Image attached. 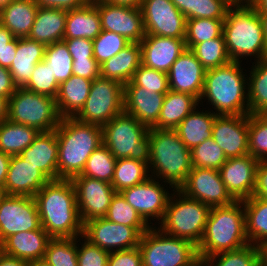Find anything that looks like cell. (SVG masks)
I'll use <instances>...</instances> for the list:
<instances>
[{
	"label": "cell",
	"mask_w": 267,
	"mask_h": 266,
	"mask_svg": "<svg viewBox=\"0 0 267 266\" xmlns=\"http://www.w3.org/2000/svg\"><path fill=\"white\" fill-rule=\"evenodd\" d=\"M41 227L51 238H73L83 234V222L71 180H50L34 195Z\"/></svg>",
	"instance_id": "obj_1"
},
{
	"label": "cell",
	"mask_w": 267,
	"mask_h": 266,
	"mask_svg": "<svg viewBox=\"0 0 267 266\" xmlns=\"http://www.w3.org/2000/svg\"><path fill=\"white\" fill-rule=\"evenodd\" d=\"M55 130L59 149L58 180H71L82 173L89 156L103 144L102 127L65 117Z\"/></svg>",
	"instance_id": "obj_2"
},
{
	"label": "cell",
	"mask_w": 267,
	"mask_h": 266,
	"mask_svg": "<svg viewBox=\"0 0 267 266\" xmlns=\"http://www.w3.org/2000/svg\"><path fill=\"white\" fill-rule=\"evenodd\" d=\"M240 64L241 62L230 61L223 66L206 70L200 101L207 98V102L216 110V115L250 114L248 75L244 74Z\"/></svg>",
	"instance_id": "obj_3"
},
{
	"label": "cell",
	"mask_w": 267,
	"mask_h": 266,
	"mask_svg": "<svg viewBox=\"0 0 267 266\" xmlns=\"http://www.w3.org/2000/svg\"><path fill=\"white\" fill-rule=\"evenodd\" d=\"M223 35L231 61L253 57L255 61L267 59V46L258 12L249 4L232 5L223 22ZM245 56V57H244Z\"/></svg>",
	"instance_id": "obj_4"
},
{
	"label": "cell",
	"mask_w": 267,
	"mask_h": 266,
	"mask_svg": "<svg viewBox=\"0 0 267 266\" xmlns=\"http://www.w3.org/2000/svg\"><path fill=\"white\" fill-rule=\"evenodd\" d=\"M148 134L151 151L148 164L152 174L150 176L169 183V188H173L174 192L185 183L192 170L191 150L174 129L149 128Z\"/></svg>",
	"instance_id": "obj_5"
},
{
	"label": "cell",
	"mask_w": 267,
	"mask_h": 266,
	"mask_svg": "<svg viewBox=\"0 0 267 266\" xmlns=\"http://www.w3.org/2000/svg\"><path fill=\"white\" fill-rule=\"evenodd\" d=\"M248 244L243 202L236 200L226 206L211 207L203 237L197 246L199 260Z\"/></svg>",
	"instance_id": "obj_6"
},
{
	"label": "cell",
	"mask_w": 267,
	"mask_h": 266,
	"mask_svg": "<svg viewBox=\"0 0 267 266\" xmlns=\"http://www.w3.org/2000/svg\"><path fill=\"white\" fill-rule=\"evenodd\" d=\"M211 207L185 196L175 190L170 196L163 219L159 223L162 232L188 240L198 246L204 231Z\"/></svg>",
	"instance_id": "obj_7"
},
{
	"label": "cell",
	"mask_w": 267,
	"mask_h": 266,
	"mask_svg": "<svg viewBox=\"0 0 267 266\" xmlns=\"http://www.w3.org/2000/svg\"><path fill=\"white\" fill-rule=\"evenodd\" d=\"M149 128L122 112L102 127L103 144L116 159L131 158L149 164Z\"/></svg>",
	"instance_id": "obj_8"
},
{
	"label": "cell",
	"mask_w": 267,
	"mask_h": 266,
	"mask_svg": "<svg viewBox=\"0 0 267 266\" xmlns=\"http://www.w3.org/2000/svg\"><path fill=\"white\" fill-rule=\"evenodd\" d=\"M138 247L143 266H195L200 261L192 242L170 236L156 226L141 235Z\"/></svg>",
	"instance_id": "obj_9"
},
{
	"label": "cell",
	"mask_w": 267,
	"mask_h": 266,
	"mask_svg": "<svg viewBox=\"0 0 267 266\" xmlns=\"http://www.w3.org/2000/svg\"><path fill=\"white\" fill-rule=\"evenodd\" d=\"M7 119L35 128L39 132L53 131L60 124L56 99L18 87L7 100Z\"/></svg>",
	"instance_id": "obj_10"
},
{
	"label": "cell",
	"mask_w": 267,
	"mask_h": 266,
	"mask_svg": "<svg viewBox=\"0 0 267 266\" xmlns=\"http://www.w3.org/2000/svg\"><path fill=\"white\" fill-rule=\"evenodd\" d=\"M123 111L124 85L100 76L92 81L88 98L74 117L82 122L103 127Z\"/></svg>",
	"instance_id": "obj_11"
},
{
	"label": "cell",
	"mask_w": 267,
	"mask_h": 266,
	"mask_svg": "<svg viewBox=\"0 0 267 266\" xmlns=\"http://www.w3.org/2000/svg\"><path fill=\"white\" fill-rule=\"evenodd\" d=\"M150 227H130L96 218L83 225L82 239L108 252L127 250L139 245L141 235Z\"/></svg>",
	"instance_id": "obj_12"
},
{
	"label": "cell",
	"mask_w": 267,
	"mask_h": 266,
	"mask_svg": "<svg viewBox=\"0 0 267 266\" xmlns=\"http://www.w3.org/2000/svg\"><path fill=\"white\" fill-rule=\"evenodd\" d=\"M140 9L146 35L185 39L187 19L171 0H143Z\"/></svg>",
	"instance_id": "obj_13"
},
{
	"label": "cell",
	"mask_w": 267,
	"mask_h": 266,
	"mask_svg": "<svg viewBox=\"0 0 267 266\" xmlns=\"http://www.w3.org/2000/svg\"><path fill=\"white\" fill-rule=\"evenodd\" d=\"M41 226L34 197L7 195L0 202V242Z\"/></svg>",
	"instance_id": "obj_14"
},
{
	"label": "cell",
	"mask_w": 267,
	"mask_h": 266,
	"mask_svg": "<svg viewBox=\"0 0 267 266\" xmlns=\"http://www.w3.org/2000/svg\"><path fill=\"white\" fill-rule=\"evenodd\" d=\"M178 190L210 207L226 206L236 201L227 191L219 170L212 168L192 167L187 180Z\"/></svg>",
	"instance_id": "obj_15"
},
{
	"label": "cell",
	"mask_w": 267,
	"mask_h": 266,
	"mask_svg": "<svg viewBox=\"0 0 267 266\" xmlns=\"http://www.w3.org/2000/svg\"><path fill=\"white\" fill-rule=\"evenodd\" d=\"M75 188L77 206L83 224L105 217L116 193L111 183L78 175L71 179Z\"/></svg>",
	"instance_id": "obj_16"
},
{
	"label": "cell",
	"mask_w": 267,
	"mask_h": 266,
	"mask_svg": "<svg viewBox=\"0 0 267 266\" xmlns=\"http://www.w3.org/2000/svg\"><path fill=\"white\" fill-rule=\"evenodd\" d=\"M92 1L99 11L102 30L118 33L130 42L140 43L142 41L146 33L140 8Z\"/></svg>",
	"instance_id": "obj_17"
},
{
	"label": "cell",
	"mask_w": 267,
	"mask_h": 266,
	"mask_svg": "<svg viewBox=\"0 0 267 266\" xmlns=\"http://www.w3.org/2000/svg\"><path fill=\"white\" fill-rule=\"evenodd\" d=\"M162 183L160 184L156 178L149 177L146 181L120 192L147 224H151L148 221L151 222L153 218L161 222L166 211L171 194Z\"/></svg>",
	"instance_id": "obj_18"
},
{
	"label": "cell",
	"mask_w": 267,
	"mask_h": 266,
	"mask_svg": "<svg viewBox=\"0 0 267 266\" xmlns=\"http://www.w3.org/2000/svg\"><path fill=\"white\" fill-rule=\"evenodd\" d=\"M249 115H217L212 126V138L227 159L249 154Z\"/></svg>",
	"instance_id": "obj_19"
},
{
	"label": "cell",
	"mask_w": 267,
	"mask_h": 266,
	"mask_svg": "<svg viewBox=\"0 0 267 266\" xmlns=\"http://www.w3.org/2000/svg\"><path fill=\"white\" fill-rule=\"evenodd\" d=\"M258 160L247 154L228 158L219 173L227 191L235 200L250 198L255 186V172Z\"/></svg>",
	"instance_id": "obj_20"
},
{
	"label": "cell",
	"mask_w": 267,
	"mask_h": 266,
	"mask_svg": "<svg viewBox=\"0 0 267 266\" xmlns=\"http://www.w3.org/2000/svg\"><path fill=\"white\" fill-rule=\"evenodd\" d=\"M205 74L206 69L195 54L190 49H186L167 73L169 89L190 94L200 101Z\"/></svg>",
	"instance_id": "obj_21"
},
{
	"label": "cell",
	"mask_w": 267,
	"mask_h": 266,
	"mask_svg": "<svg viewBox=\"0 0 267 266\" xmlns=\"http://www.w3.org/2000/svg\"><path fill=\"white\" fill-rule=\"evenodd\" d=\"M140 46L142 65L164 73L186 50L184 39L155 35H145Z\"/></svg>",
	"instance_id": "obj_22"
},
{
	"label": "cell",
	"mask_w": 267,
	"mask_h": 266,
	"mask_svg": "<svg viewBox=\"0 0 267 266\" xmlns=\"http://www.w3.org/2000/svg\"><path fill=\"white\" fill-rule=\"evenodd\" d=\"M166 94L150 92L132 81L124 85V112L148 128L158 121Z\"/></svg>",
	"instance_id": "obj_23"
},
{
	"label": "cell",
	"mask_w": 267,
	"mask_h": 266,
	"mask_svg": "<svg viewBox=\"0 0 267 266\" xmlns=\"http://www.w3.org/2000/svg\"><path fill=\"white\" fill-rule=\"evenodd\" d=\"M50 179L19 155L11 156L6 181L7 195L34 197Z\"/></svg>",
	"instance_id": "obj_24"
},
{
	"label": "cell",
	"mask_w": 267,
	"mask_h": 266,
	"mask_svg": "<svg viewBox=\"0 0 267 266\" xmlns=\"http://www.w3.org/2000/svg\"><path fill=\"white\" fill-rule=\"evenodd\" d=\"M58 141L56 130L39 132L33 143L19 156L37 167L50 180H58Z\"/></svg>",
	"instance_id": "obj_25"
},
{
	"label": "cell",
	"mask_w": 267,
	"mask_h": 266,
	"mask_svg": "<svg viewBox=\"0 0 267 266\" xmlns=\"http://www.w3.org/2000/svg\"><path fill=\"white\" fill-rule=\"evenodd\" d=\"M50 239L41 226L36 230L18 232L2 243L3 253L26 262L43 259Z\"/></svg>",
	"instance_id": "obj_26"
},
{
	"label": "cell",
	"mask_w": 267,
	"mask_h": 266,
	"mask_svg": "<svg viewBox=\"0 0 267 266\" xmlns=\"http://www.w3.org/2000/svg\"><path fill=\"white\" fill-rule=\"evenodd\" d=\"M141 64L140 43L131 42L115 56L100 65V76L125 85L132 80Z\"/></svg>",
	"instance_id": "obj_27"
},
{
	"label": "cell",
	"mask_w": 267,
	"mask_h": 266,
	"mask_svg": "<svg viewBox=\"0 0 267 266\" xmlns=\"http://www.w3.org/2000/svg\"><path fill=\"white\" fill-rule=\"evenodd\" d=\"M67 11L57 8H38L28 36L45 46L63 40Z\"/></svg>",
	"instance_id": "obj_28"
},
{
	"label": "cell",
	"mask_w": 267,
	"mask_h": 266,
	"mask_svg": "<svg viewBox=\"0 0 267 266\" xmlns=\"http://www.w3.org/2000/svg\"><path fill=\"white\" fill-rule=\"evenodd\" d=\"M45 47L28 37L18 38L15 59L9 68L17 87H23L29 81L35 65L44 60Z\"/></svg>",
	"instance_id": "obj_29"
},
{
	"label": "cell",
	"mask_w": 267,
	"mask_h": 266,
	"mask_svg": "<svg viewBox=\"0 0 267 266\" xmlns=\"http://www.w3.org/2000/svg\"><path fill=\"white\" fill-rule=\"evenodd\" d=\"M101 31L100 14L92 0L83 7L67 11L63 39L86 38L94 40Z\"/></svg>",
	"instance_id": "obj_30"
},
{
	"label": "cell",
	"mask_w": 267,
	"mask_h": 266,
	"mask_svg": "<svg viewBox=\"0 0 267 266\" xmlns=\"http://www.w3.org/2000/svg\"><path fill=\"white\" fill-rule=\"evenodd\" d=\"M35 0H14L0 10V24L16 38L29 36L38 10Z\"/></svg>",
	"instance_id": "obj_31"
},
{
	"label": "cell",
	"mask_w": 267,
	"mask_h": 266,
	"mask_svg": "<svg viewBox=\"0 0 267 266\" xmlns=\"http://www.w3.org/2000/svg\"><path fill=\"white\" fill-rule=\"evenodd\" d=\"M92 80L72 75L59 85L57 108L62 118L74 117L83 107L90 93Z\"/></svg>",
	"instance_id": "obj_32"
},
{
	"label": "cell",
	"mask_w": 267,
	"mask_h": 266,
	"mask_svg": "<svg viewBox=\"0 0 267 266\" xmlns=\"http://www.w3.org/2000/svg\"><path fill=\"white\" fill-rule=\"evenodd\" d=\"M199 103L200 101L190 94L169 90L164 98L158 121L152 128L175 129Z\"/></svg>",
	"instance_id": "obj_33"
},
{
	"label": "cell",
	"mask_w": 267,
	"mask_h": 266,
	"mask_svg": "<svg viewBox=\"0 0 267 266\" xmlns=\"http://www.w3.org/2000/svg\"><path fill=\"white\" fill-rule=\"evenodd\" d=\"M188 114L174 129L189 150L212 137V126L217 116L213 111H195ZM212 112V113H211Z\"/></svg>",
	"instance_id": "obj_34"
},
{
	"label": "cell",
	"mask_w": 267,
	"mask_h": 266,
	"mask_svg": "<svg viewBox=\"0 0 267 266\" xmlns=\"http://www.w3.org/2000/svg\"><path fill=\"white\" fill-rule=\"evenodd\" d=\"M245 212V234L250 244L267 243V201L251 196L242 200Z\"/></svg>",
	"instance_id": "obj_35"
},
{
	"label": "cell",
	"mask_w": 267,
	"mask_h": 266,
	"mask_svg": "<svg viewBox=\"0 0 267 266\" xmlns=\"http://www.w3.org/2000/svg\"><path fill=\"white\" fill-rule=\"evenodd\" d=\"M39 134L35 128L11 122H0V150L10 156L19 155L29 147Z\"/></svg>",
	"instance_id": "obj_36"
},
{
	"label": "cell",
	"mask_w": 267,
	"mask_h": 266,
	"mask_svg": "<svg viewBox=\"0 0 267 266\" xmlns=\"http://www.w3.org/2000/svg\"><path fill=\"white\" fill-rule=\"evenodd\" d=\"M248 78L250 114H267V59L253 62Z\"/></svg>",
	"instance_id": "obj_37"
},
{
	"label": "cell",
	"mask_w": 267,
	"mask_h": 266,
	"mask_svg": "<svg viewBox=\"0 0 267 266\" xmlns=\"http://www.w3.org/2000/svg\"><path fill=\"white\" fill-rule=\"evenodd\" d=\"M148 164L131 158L116 159L111 185L116 192L146 181L150 176Z\"/></svg>",
	"instance_id": "obj_38"
},
{
	"label": "cell",
	"mask_w": 267,
	"mask_h": 266,
	"mask_svg": "<svg viewBox=\"0 0 267 266\" xmlns=\"http://www.w3.org/2000/svg\"><path fill=\"white\" fill-rule=\"evenodd\" d=\"M202 263L204 266H261L260 247L249 243L240 249L207 257Z\"/></svg>",
	"instance_id": "obj_39"
},
{
	"label": "cell",
	"mask_w": 267,
	"mask_h": 266,
	"mask_svg": "<svg viewBox=\"0 0 267 266\" xmlns=\"http://www.w3.org/2000/svg\"><path fill=\"white\" fill-rule=\"evenodd\" d=\"M224 19L196 18L187 19L185 45L192 49L196 44L208 41L223 34Z\"/></svg>",
	"instance_id": "obj_40"
},
{
	"label": "cell",
	"mask_w": 267,
	"mask_h": 266,
	"mask_svg": "<svg viewBox=\"0 0 267 266\" xmlns=\"http://www.w3.org/2000/svg\"><path fill=\"white\" fill-rule=\"evenodd\" d=\"M81 238L82 236L51 238L47 244L44 259L51 266H78L77 244Z\"/></svg>",
	"instance_id": "obj_41"
},
{
	"label": "cell",
	"mask_w": 267,
	"mask_h": 266,
	"mask_svg": "<svg viewBox=\"0 0 267 266\" xmlns=\"http://www.w3.org/2000/svg\"><path fill=\"white\" fill-rule=\"evenodd\" d=\"M115 165V156L102 144L89 156L80 175L111 183L114 177Z\"/></svg>",
	"instance_id": "obj_42"
},
{
	"label": "cell",
	"mask_w": 267,
	"mask_h": 266,
	"mask_svg": "<svg viewBox=\"0 0 267 266\" xmlns=\"http://www.w3.org/2000/svg\"><path fill=\"white\" fill-rule=\"evenodd\" d=\"M44 61L59 85L73 75V59L63 41L45 47Z\"/></svg>",
	"instance_id": "obj_43"
},
{
	"label": "cell",
	"mask_w": 267,
	"mask_h": 266,
	"mask_svg": "<svg viewBox=\"0 0 267 266\" xmlns=\"http://www.w3.org/2000/svg\"><path fill=\"white\" fill-rule=\"evenodd\" d=\"M191 51L206 70L223 66L231 61L227 54L223 34L196 44Z\"/></svg>",
	"instance_id": "obj_44"
},
{
	"label": "cell",
	"mask_w": 267,
	"mask_h": 266,
	"mask_svg": "<svg viewBox=\"0 0 267 266\" xmlns=\"http://www.w3.org/2000/svg\"><path fill=\"white\" fill-rule=\"evenodd\" d=\"M249 154L258 161H267V114H249Z\"/></svg>",
	"instance_id": "obj_45"
},
{
	"label": "cell",
	"mask_w": 267,
	"mask_h": 266,
	"mask_svg": "<svg viewBox=\"0 0 267 266\" xmlns=\"http://www.w3.org/2000/svg\"><path fill=\"white\" fill-rule=\"evenodd\" d=\"M107 220L118 223L121 225H127L130 227H151L153 225L147 224L138 212L131 207L126 199L120 192H116L111 200V204L108 207V211L105 215Z\"/></svg>",
	"instance_id": "obj_46"
},
{
	"label": "cell",
	"mask_w": 267,
	"mask_h": 266,
	"mask_svg": "<svg viewBox=\"0 0 267 266\" xmlns=\"http://www.w3.org/2000/svg\"><path fill=\"white\" fill-rule=\"evenodd\" d=\"M226 160L224 151L212 137L204 140L191 150L192 167L219 170Z\"/></svg>",
	"instance_id": "obj_47"
},
{
	"label": "cell",
	"mask_w": 267,
	"mask_h": 266,
	"mask_svg": "<svg viewBox=\"0 0 267 266\" xmlns=\"http://www.w3.org/2000/svg\"><path fill=\"white\" fill-rule=\"evenodd\" d=\"M23 88L28 91L56 99L59 84L56 81L55 76L52 74L48 64L42 60L35 65L29 81L23 86Z\"/></svg>",
	"instance_id": "obj_48"
},
{
	"label": "cell",
	"mask_w": 267,
	"mask_h": 266,
	"mask_svg": "<svg viewBox=\"0 0 267 266\" xmlns=\"http://www.w3.org/2000/svg\"><path fill=\"white\" fill-rule=\"evenodd\" d=\"M93 42V56L99 65L119 53L131 42L122 35L102 30Z\"/></svg>",
	"instance_id": "obj_49"
},
{
	"label": "cell",
	"mask_w": 267,
	"mask_h": 266,
	"mask_svg": "<svg viewBox=\"0 0 267 266\" xmlns=\"http://www.w3.org/2000/svg\"><path fill=\"white\" fill-rule=\"evenodd\" d=\"M136 86L145 88L150 92L166 94L169 89L167 73L157 71L142 64L136 70L131 80Z\"/></svg>",
	"instance_id": "obj_50"
},
{
	"label": "cell",
	"mask_w": 267,
	"mask_h": 266,
	"mask_svg": "<svg viewBox=\"0 0 267 266\" xmlns=\"http://www.w3.org/2000/svg\"><path fill=\"white\" fill-rule=\"evenodd\" d=\"M231 6L227 0H193V19H225Z\"/></svg>",
	"instance_id": "obj_51"
},
{
	"label": "cell",
	"mask_w": 267,
	"mask_h": 266,
	"mask_svg": "<svg viewBox=\"0 0 267 266\" xmlns=\"http://www.w3.org/2000/svg\"><path fill=\"white\" fill-rule=\"evenodd\" d=\"M77 245L78 266H107L110 252L91 244L85 238Z\"/></svg>",
	"instance_id": "obj_52"
},
{
	"label": "cell",
	"mask_w": 267,
	"mask_h": 266,
	"mask_svg": "<svg viewBox=\"0 0 267 266\" xmlns=\"http://www.w3.org/2000/svg\"><path fill=\"white\" fill-rule=\"evenodd\" d=\"M18 38L0 24V66L10 68L16 55Z\"/></svg>",
	"instance_id": "obj_53"
},
{
	"label": "cell",
	"mask_w": 267,
	"mask_h": 266,
	"mask_svg": "<svg viewBox=\"0 0 267 266\" xmlns=\"http://www.w3.org/2000/svg\"><path fill=\"white\" fill-rule=\"evenodd\" d=\"M107 266H143L139 247L110 252Z\"/></svg>",
	"instance_id": "obj_54"
},
{
	"label": "cell",
	"mask_w": 267,
	"mask_h": 266,
	"mask_svg": "<svg viewBox=\"0 0 267 266\" xmlns=\"http://www.w3.org/2000/svg\"><path fill=\"white\" fill-rule=\"evenodd\" d=\"M72 56V59H95L93 56V42L86 38H72L62 40Z\"/></svg>",
	"instance_id": "obj_55"
},
{
	"label": "cell",
	"mask_w": 267,
	"mask_h": 266,
	"mask_svg": "<svg viewBox=\"0 0 267 266\" xmlns=\"http://www.w3.org/2000/svg\"><path fill=\"white\" fill-rule=\"evenodd\" d=\"M72 74L93 81L100 77V65L96 59H73Z\"/></svg>",
	"instance_id": "obj_56"
},
{
	"label": "cell",
	"mask_w": 267,
	"mask_h": 266,
	"mask_svg": "<svg viewBox=\"0 0 267 266\" xmlns=\"http://www.w3.org/2000/svg\"><path fill=\"white\" fill-rule=\"evenodd\" d=\"M252 196L267 201V161H259L257 164Z\"/></svg>",
	"instance_id": "obj_57"
},
{
	"label": "cell",
	"mask_w": 267,
	"mask_h": 266,
	"mask_svg": "<svg viewBox=\"0 0 267 266\" xmlns=\"http://www.w3.org/2000/svg\"><path fill=\"white\" fill-rule=\"evenodd\" d=\"M91 0H35L39 8H57L61 10H73L85 6Z\"/></svg>",
	"instance_id": "obj_58"
},
{
	"label": "cell",
	"mask_w": 267,
	"mask_h": 266,
	"mask_svg": "<svg viewBox=\"0 0 267 266\" xmlns=\"http://www.w3.org/2000/svg\"><path fill=\"white\" fill-rule=\"evenodd\" d=\"M17 88L9 69L0 66V95L8 100Z\"/></svg>",
	"instance_id": "obj_59"
},
{
	"label": "cell",
	"mask_w": 267,
	"mask_h": 266,
	"mask_svg": "<svg viewBox=\"0 0 267 266\" xmlns=\"http://www.w3.org/2000/svg\"><path fill=\"white\" fill-rule=\"evenodd\" d=\"M186 19H193V0H171Z\"/></svg>",
	"instance_id": "obj_60"
},
{
	"label": "cell",
	"mask_w": 267,
	"mask_h": 266,
	"mask_svg": "<svg viewBox=\"0 0 267 266\" xmlns=\"http://www.w3.org/2000/svg\"><path fill=\"white\" fill-rule=\"evenodd\" d=\"M11 156L0 150V186L4 187Z\"/></svg>",
	"instance_id": "obj_61"
},
{
	"label": "cell",
	"mask_w": 267,
	"mask_h": 266,
	"mask_svg": "<svg viewBox=\"0 0 267 266\" xmlns=\"http://www.w3.org/2000/svg\"><path fill=\"white\" fill-rule=\"evenodd\" d=\"M0 266H27V262L2 253L0 255Z\"/></svg>",
	"instance_id": "obj_62"
},
{
	"label": "cell",
	"mask_w": 267,
	"mask_h": 266,
	"mask_svg": "<svg viewBox=\"0 0 267 266\" xmlns=\"http://www.w3.org/2000/svg\"><path fill=\"white\" fill-rule=\"evenodd\" d=\"M112 4L128 5L136 8H140L143 0H97Z\"/></svg>",
	"instance_id": "obj_63"
},
{
	"label": "cell",
	"mask_w": 267,
	"mask_h": 266,
	"mask_svg": "<svg viewBox=\"0 0 267 266\" xmlns=\"http://www.w3.org/2000/svg\"><path fill=\"white\" fill-rule=\"evenodd\" d=\"M249 4L257 12H267V0H249Z\"/></svg>",
	"instance_id": "obj_64"
},
{
	"label": "cell",
	"mask_w": 267,
	"mask_h": 266,
	"mask_svg": "<svg viewBox=\"0 0 267 266\" xmlns=\"http://www.w3.org/2000/svg\"><path fill=\"white\" fill-rule=\"evenodd\" d=\"M7 100L0 95V122L7 119Z\"/></svg>",
	"instance_id": "obj_65"
},
{
	"label": "cell",
	"mask_w": 267,
	"mask_h": 266,
	"mask_svg": "<svg viewBox=\"0 0 267 266\" xmlns=\"http://www.w3.org/2000/svg\"><path fill=\"white\" fill-rule=\"evenodd\" d=\"M264 31L265 42L267 46V12H258Z\"/></svg>",
	"instance_id": "obj_66"
},
{
	"label": "cell",
	"mask_w": 267,
	"mask_h": 266,
	"mask_svg": "<svg viewBox=\"0 0 267 266\" xmlns=\"http://www.w3.org/2000/svg\"><path fill=\"white\" fill-rule=\"evenodd\" d=\"M261 253V266H267V244L264 243L260 246Z\"/></svg>",
	"instance_id": "obj_67"
},
{
	"label": "cell",
	"mask_w": 267,
	"mask_h": 266,
	"mask_svg": "<svg viewBox=\"0 0 267 266\" xmlns=\"http://www.w3.org/2000/svg\"><path fill=\"white\" fill-rule=\"evenodd\" d=\"M27 266H51L44 258L27 262Z\"/></svg>",
	"instance_id": "obj_68"
},
{
	"label": "cell",
	"mask_w": 267,
	"mask_h": 266,
	"mask_svg": "<svg viewBox=\"0 0 267 266\" xmlns=\"http://www.w3.org/2000/svg\"><path fill=\"white\" fill-rule=\"evenodd\" d=\"M232 5H241V4H247L249 3V0H227Z\"/></svg>",
	"instance_id": "obj_69"
},
{
	"label": "cell",
	"mask_w": 267,
	"mask_h": 266,
	"mask_svg": "<svg viewBox=\"0 0 267 266\" xmlns=\"http://www.w3.org/2000/svg\"><path fill=\"white\" fill-rule=\"evenodd\" d=\"M7 196V193L5 191L4 187L0 186V202Z\"/></svg>",
	"instance_id": "obj_70"
},
{
	"label": "cell",
	"mask_w": 267,
	"mask_h": 266,
	"mask_svg": "<svg viewBox=\"0 0 267 266\" xmlns=\"http://www.w3.org/2000/svg\"><path fill=\"white\" fill-rule=\"evenodd\" d=\"M14 0H0V10L7 6L10 2Z\"/></svg>",
	"instance_id": "obj_71"
},
{
	"label": "cell",
	"mask_w": 267,
	"mask_h": 266,
	"mask_svg": "<svg viewBox=\"0 0 267 266\" xmlns=\"http://www.w3.org/2000/svg\"><path fill=\"white\" fill-rule=\"evenodd\" d=\"M195 266H204V264H203L202 261L200 260Z\"/></svg>",
	"instance_id": "obj_72"
},
{
	"label": "cell",
	"mask_w": 267,
	"mask_h": 266,
	"mask_svg": "<svg viewBox=\"0 0 267 266\" xmlns=\"http://www.w3.org/2000/svg\"><path fill=\"white\" fill-rule=\"evenodd\" d=\"M3 253L2 242H0V255Z\"/></svg>",
	"instance_id": "obj_73"
}]
</instances>
